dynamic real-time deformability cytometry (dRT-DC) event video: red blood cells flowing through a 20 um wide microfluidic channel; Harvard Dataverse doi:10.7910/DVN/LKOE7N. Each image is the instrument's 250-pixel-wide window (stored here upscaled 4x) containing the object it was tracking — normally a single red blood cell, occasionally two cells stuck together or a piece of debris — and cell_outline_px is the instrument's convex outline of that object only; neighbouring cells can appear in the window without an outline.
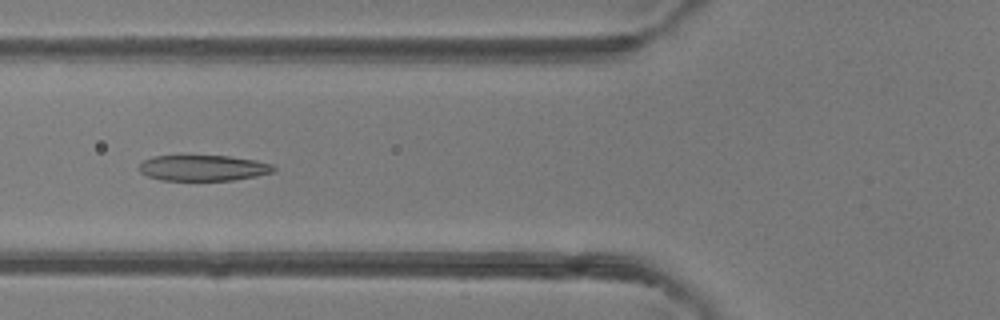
{"species": "common noctule bat (a hibernating species)", "species_latin": "Nyctalus noctula", "temperature_condition": "room temperature", "stored_images_in_passage": 47, "camera_frame_rate_fps": 3000, "um_per_image_px": 0.085, "animal": {"sex": "female"}, "frame": {"image": 1, "passage_image": 18, "time_ms": 5.667, "image_size_px": [1000, 320], "cell_outline_px": [[276, 172], [256, 176], [232, 180], [160, 180], [148, 176], [140, 172], [140, 164], [144, 160], [152, 156], [228, 156], [256, 160], [272, 164], [276, 168]], "centroid_in_image_um": [17.31, 14.28], "position_along_channel_um": 108.5, "area_um2": 20.17}}
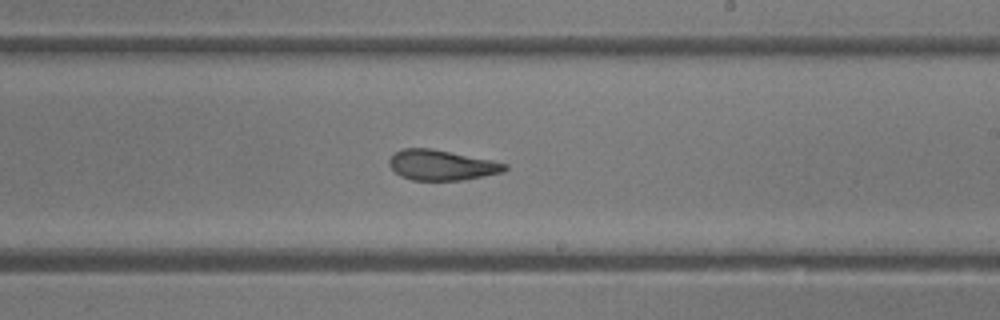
{"frame": {"image": 2, "passage_image": 28, "time_ms": 9.0, "image_size_px": [1000, 320], "cell_outline_px": [[508, 168], [504, 172], [464, 180], [412, 180], [400, 176], [388, 164], [388, 160], [396, 152], [404, 148], [432, 148], [492, 160], [508, 164]], "centroid_in_image_um": [37.56, 14.03], "position_along_channel_um": 251.4, "area_um2": 20.46}}
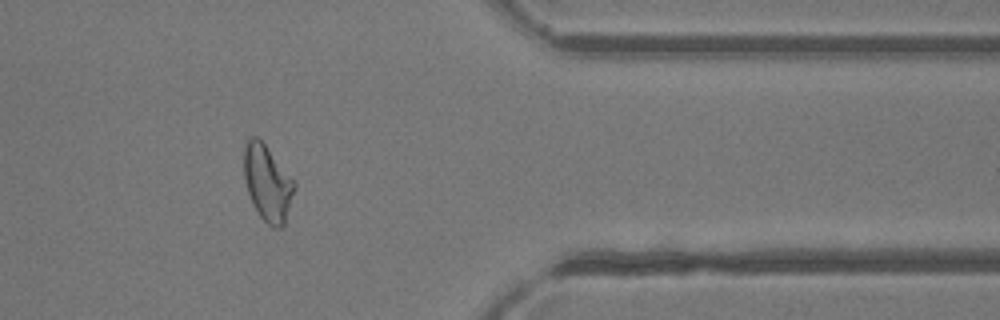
{"frame": {"image": 3, "passage_image": 39, "time_ms": 12.667, "image_size_px": [1000, 320], "cell_outline_px": [[296, 188], [284, 224], [280, 228], [276, 228], [268, 224], [260, 216], [252, 204], [244, 180], [244, 148], [248, 136], [256, 136], [264, 144], [296, 180]], "centroid_in_image_um": [22.75, 15.54], "position_along_channel_um": 388.7, "area_um2": 22.48}, "authors_computed_cell_mechanics": {"area_um2": 22.4842, "velocity_mm_per_s": 4.2865, "shape_relaxation_time_tau1_ms": 5.225, "shape_relaxation_time_tau2_ms": 2.1365, "deformation_change_tau1": 0.1913, "deformation_change_tau2": 0.0945}}